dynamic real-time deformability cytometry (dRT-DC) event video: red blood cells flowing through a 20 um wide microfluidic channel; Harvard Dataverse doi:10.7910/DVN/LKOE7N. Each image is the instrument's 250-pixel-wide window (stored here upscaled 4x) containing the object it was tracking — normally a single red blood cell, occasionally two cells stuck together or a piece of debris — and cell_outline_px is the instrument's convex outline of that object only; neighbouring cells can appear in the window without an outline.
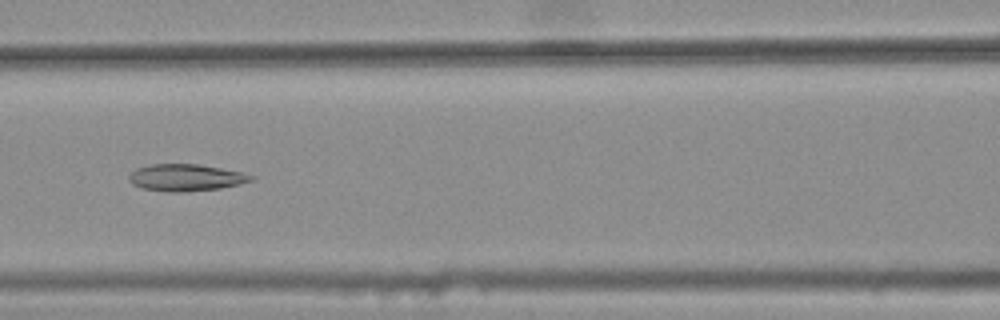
{"species": "common noctule bat (a hibernating species)", "species_latin": "Nyctalus noctula", "temperature_condition": "warm", "stored_images_in_passage": 44, "camera_frame_rate_fps": 3000, "um_per_image_px": 0.085, "animal": {"sex": "female", "body_mass_g": 25.1}, "frame": {"image": 1, "passage_image": 22, "time_ms": 7.0, "image_size_px": [1000, 320], "cell_outline_px": [[256, 176], [252, 180], [240, 184], [220, 188], [184, 192], [168, 192], [140, 188], [132, 184], [128, 180], [128, 176], [136, 168], [152, 164], [196, 164], [220, 168], [240, 172]], "centroid_in_image_um": [15.76, 15.1], "position_along_channel_um": 150.8, "area_um2": 19.13}}
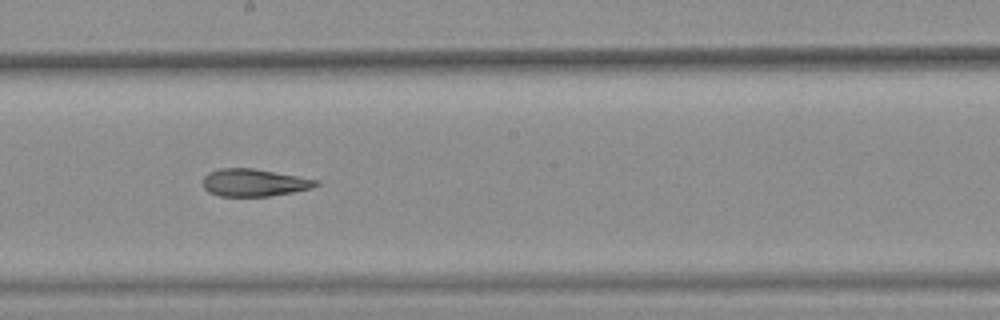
{"frame": {"image": 2, "passage_image": 28, "time_ms": 9.0, "image_size_px": [1000, 320], "cell_outline_px": [[320, 184], [312, 188], [292, 192], [268, 196], [220, 196], [208, 192], [204, 188], [204, 176], [208, 172], [220, 168], [252, 168], [320, 180]], "centroid_in_image_um": [21.6, 15.52], "position_along_channel_um": 226.6, "area_um2": 18.03}}
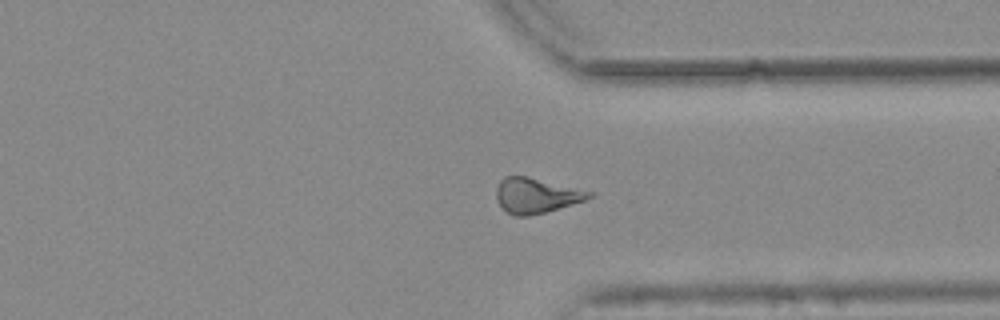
{"frame": {"image": 3, "passage_image": 39, "time_ms": 12.667, "image_size_px": [1000, 320], "cell_outline_px": [[596, 192], [592, 196], [584, 200], [572, 204], [544, 212], [528, 216], [516, 216], [508, 212], [496, 200], [496, 188], [500, 180], [504, 176], [528, 176]], "centroid_in_image_um": [45.58, 16.59], "position_along_channel_um": 365.8, "area_um2": 18.96}, "authors_computed_cell_mechanics": {"area_um2": 19.1607, "velocity_mm_per_s": 3.8002, "shape_relaxation_time_tau1_ms": null, "shape_relaxation_time_tau2_ms": 4.7936, "deformation_change_tau1": null, "deformation_change_tau2": 0.1595}}